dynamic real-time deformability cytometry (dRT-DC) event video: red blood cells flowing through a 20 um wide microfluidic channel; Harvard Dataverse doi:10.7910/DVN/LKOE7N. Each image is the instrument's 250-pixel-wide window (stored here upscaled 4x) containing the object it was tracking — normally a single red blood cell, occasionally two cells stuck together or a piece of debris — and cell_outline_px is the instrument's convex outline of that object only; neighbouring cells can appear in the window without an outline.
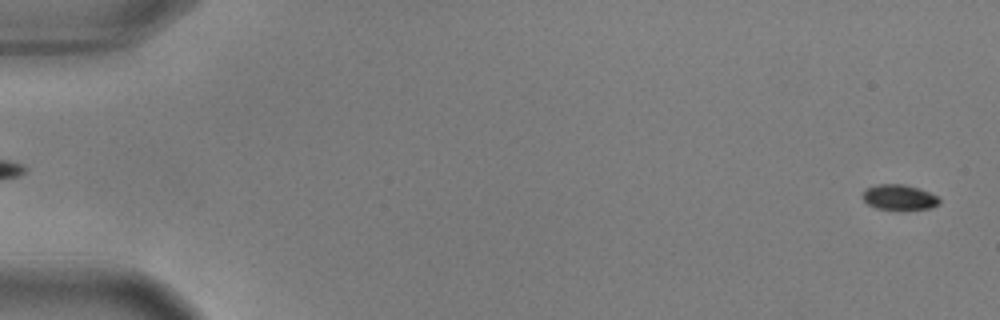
{"species": "common noctule bat (a hibernating species)", "species_latin": "Nyctalus noctula", "temperature_condition": "warm", "stored_images_in_passage": 56, "camera_frame_rate_fps": 3000, "um_per_image_px": 0.085, "animal": {"sex": "male", "body_mass_g": 17.9, "forearm_length_mm": 54.2}, "frame": {"image": 1, "passage_image": 2, "time_ms": 0.333, "image_size_px": [1000, 320], "cell_outline_px": [[940, 204], [932, 208], [900, 212], [876, 208], [868, 204], [864, 200], [864, 188], [876, 184], [904, 184], [920, 188], [936, 196], [940, 200]], "centroid_in_image_um": [76.45, 16.8], "position_along_channel_um": 8.5, "area_um2": 11.85}}
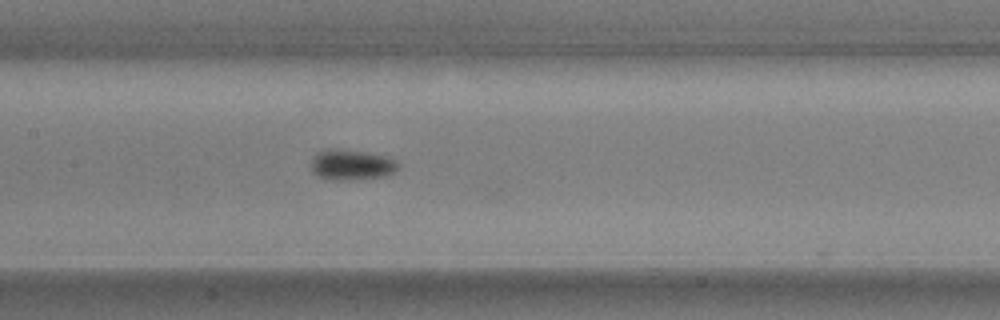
{"frame": {"image": 2, "passage_image": 28, "time_ms": 9.0, "image_size_px": [1000, 320], "cell_outline_px": [[400, 168], [388, 176], [356, 180], [324, 180], [312, 172], [312, 156], [316, 152], [328, 148], [336, 148], [368, 152], [384, 156], [396, 160], [400, 164]], "centroid_in_image_um": [29.88, 14.01], "position_along_channel_um": 177.5, "area_um2": 16.07}}
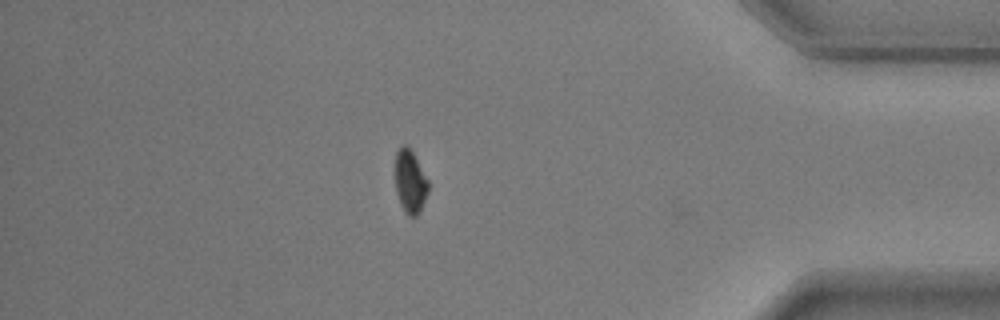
{"frame": {"image": 3, "passage_image": 49, "time_ms": 16.0, "image_size_px": [1000, 320], "cell_outline_px": [[428, 192], [420, 212], [416, 216], [408, 216], [404, 212], [400, 204], [396, 192], [396, 152], [404, 144], [408, 144], [428, 180]], "centroid_in_image_um": [34.87, 15.46], "position_along_channel_um": 400.3, "area_um2": 12.14}}